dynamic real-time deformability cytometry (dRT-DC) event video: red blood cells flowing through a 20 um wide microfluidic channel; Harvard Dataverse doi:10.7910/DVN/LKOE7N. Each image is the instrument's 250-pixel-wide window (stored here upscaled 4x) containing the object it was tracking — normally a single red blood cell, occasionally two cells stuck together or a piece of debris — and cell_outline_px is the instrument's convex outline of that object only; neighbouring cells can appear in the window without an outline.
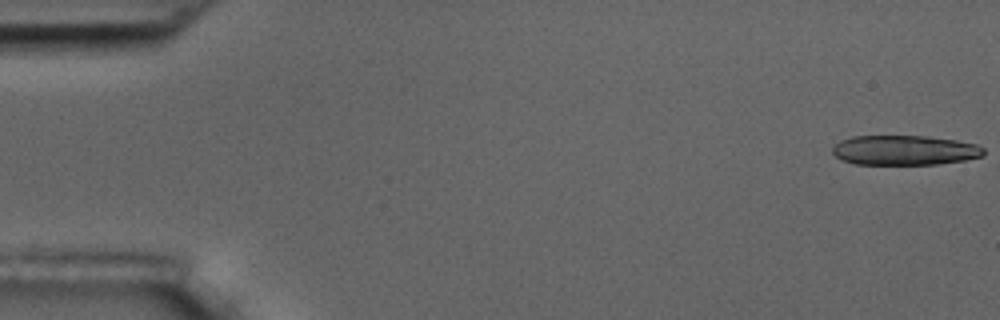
{"species": "common noctule bat (a hibernating species)", "species_latin": "Nyctalus noctula", "temperature_condition": "room temperature", "stored_images_in_passage": 5, "camera_frame_rate_fps": 3000, "um_per_image_px": 0.085, "animal": {"sex": "male", "body_mass_g": 17.5, "forearm_length_mm": 52.3}, "frame": {"image": 1, "passage_image": 1, "time_ms": 0.0, "image_size_px": [1000, 320], "cell_outline_px": [[984, 152], [980, 156], [964, 160], [936, 164], [856, 164], [840, 160], [832, 152], [832, 148], [840, 140], [852, 136], [928, 136], [956, 140], [976, 144], [984, 148]], "centroid_in_image_um": [76.85, 12.76], "position_along_channel_um": 8.1, "area_um2": 26.18}}